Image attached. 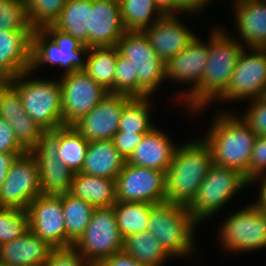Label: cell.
<instances>
[{
    "label": "cell",
    "instance_id": "ee69618b",
    "mask_svg": "<svg viewBox=\"0 0 266 266\" xmlns=\"http://www.w3.org/2000/svg\"><path fill=\"white\" fill-rule=\"evenodd\" d=\"M143 137L144 134L139 133L117 132L113 136L112 142L121 156L127 161L137 145L143 140Z\"/></svg>",
    "mask_w": 266,
    "mask_h": 266
},
{
    "label": "cell",
    "instance_id": "d4e9b609",
    "mask_svg": "<svg viewBox=\"0 0 266 266\" xmlns=\"http://www.w3.org/2000/svg\"><path fill=\"white\" fill-rule=\"evenodd\" d=\"M125 163L112 140L90 141L81 173L115 180Z\"/></svg>",
    "mask_w": 266,
    "mask_h": 266
},
{
    "label": "cell",
    "instance_id": "816d5d0a",
    "mask_svg": "<svg viewBox=\"0 0 266 266\" xmlns=\"http://www.w3.org/2000/svg\"><path fill=\"white\" fill-rule=\"evenodd\" d=\"M0 266H11V265L0 262Z\"/></svg>",
    "mask_w": 266,
    "mask_h": 266
},
{
    "label": "cell",
    "instance_id": "60d3db41",
    "mask_svg": "<svg viewBox=\"0 0 266 266\" xmlns=\"http://www.w3.org/2000/svg\"><path fill=\"white\" fill-rule=\"evenodd\" d=\"M243 121L257 135L266 137V97L254 98Z\"/></svg>",
    "mask_w": 266,
    "mask_h": 266
},
{
    "label": "cell",
    "instance_id": "603a6c76",
    "mask_svg": "<svg viewBox=\"0 0 266 266\" xmlns=\"http://www.w3.org/2000/svg\"><path fill=\"white\" fill-rule=\"evenodd\" d=\"M176 149L164 133L153 128L144 134L143 140L126 162L166 173Z\"/></svg>",
    "mask_w": 266,
    "mask_h": 266
},
{
    "label": "cell",
    "instance_id": "30bf717a",
    "mask_svg": "<svg viewBox=\"0 0 266 266\" xmlns=\"http://www.w3.org/2000/svg\"><path fill=\"white\" fill-rule=\"evenodd\" d=\"M59 144L60 127L43 131L37 146L30 151L37 162L43 195H61L70 191L74 173L59 161Z\"/></svg>",
    "mask_w": 266,
    "mask_h": 266
},
{
    "label": "cell",
    "instance_id": "3957f363",
    "mask_svg": "<svg viewBox=\"0 0 266 266\" xmlns=\"http://www.w3.org/2000/svg\"><path fill=\"white\" fill-rule=\"evenodd\" d=\"M209 58L200 85L188 95L192 109H199L214 97H220L227 89L237 64L242 46L223 31L212 33ZM189 99V100H188Z\"/></svg>",
    "mask_w": 266,
    "mask_h": 266
},
{
    "label": "cell",
    "instance_id": "277c9868",
    "mask_svg": "<svg viewBox=\"0 0 266 266\" xmlns=\"http://www.w3.org/2000/svg\"><path fill=\"white\" fill-rule=\"evenodd\" d=\"M196 223L186 206L165 201L151 204L147 231L170 255L180 256L192 249Z\"/></svg>",
    "mask_w": 266,
    "mask_h": 266
},
{
    "label": "cell",
    "instance_id": "681fc988",
    "mask_svg": "<svg viewBox=\"0 0 266 266\" xmlns=\"http://www.w3.org/2000/svg\"><path fill=\"white\" fill-rule=\"evenodd\" d=\"M210 0H177L179 5L186 11L200 10L204 4H207Z\"/></svg>",
    "mask_w": 266,
    "mask_h": 266
},
{
    "label": "cell",
    "instance_id": "f546056e",
    "mask_svg": "<svg viewBox=\"0 0 266 266\" xmlns=\"http://www.w3.org/2000/svg\"><path fill=\"white\" fill-rule=\"evenodd\" d=\"M123 251L146 266H160L167 256H171L148 231L125 237Z\"/></svg>",
    "mask_w": 266,
    "mask_h": 266
},
{
    "label": "cell",
    "instance_id": "bcb514c9",
    "mask_svg": "<svg viewBox=\"0 0 266 266\" xmlns=\"http://www.w3.org/2000/svg\"><path fill=\"white\" fill-rule=\"evenodd\" d=\"M97 266H146L130 257L124 251L114 253L112 256L103 259Z\"/></svg>",
    "mask_w": 266,
    "mask_h": 266
},
{
    "label": "cell",
    "instance_id": "5b68a950",
    "mask_svg": "<svg viewBox=\"0 0 266 266\" xmlns=\"http://www.w3.org/2000/svg\"><path fill=\"white\" fill-rule=\"evenodd\" d=\"M47 35V36H46ZM51 36L50 42L46 40ZM91 47L81 44L72 35L66 34L52 25L34 29L31 37L30 71L43 63H52L66 68L65 74L84 71L87 61L80 57L90 52Z\"/></svg>",
    "mask_w": 266,
    "mask_h": 266
},
{
    "label": "cell",
    "instance_id": "d6a6232c",
    "mask_svg": "<svg viewBox=\"0 0 266 266\" xmlns=\"http://www.w3.org/2000/svg\"><path fill=\"white\" fill-rule=\"evenodd\" d=\"M148 96L130 97L124 104L118 132L146 134L154 127L149 123Z\"/></svg>",
    "mask_w": 266,
    "mask_h": 266
},
{
    "label": "cell",
    "instance_id": "e575fe53",
    "mask_svg": "<svg viewBox=\"0 0 266 266\" xmlns=\"http://www.w3.org/2000/svg\"><path fill=\"white\" fill-rule=\"evenodd\" d=\"M67 0H25L26 15L31 28L53 25Z\"/></svg>",
    "mask_w": 266,
    "mask_h": 266
},
{
    "label": "cell",
    "instance_id": "f35d334b",
    "mask_svg": "<svg viewBox=\"0 0 266 266\" xmlns=\"http://www.w3.org/2000/svg\"><path fill=\"white\" fill-rule=\"evenodd\" d=\"M9 124L15 132L17 141L27 152L37 146L38 140L44 131L31 118L12 119Z\"/></svg>",
    "mask_w": 266,
    "mask_h": 266
},
{
    "label": "cell",
    "instance_id": "7a4b0ae2",
    "mask_svg": "<svg viewBox=\"0 0 266 266\" xmlns=\"http://www.w3.org/2000/svg\"><path fill=\"white\" fill-rule=\"evenodd\" d=\"M212 124L203 141L210 148L213 164L234 168L245 175L257 135L243 120L231 115H219Z\"/></svg>",
    "mask_w": 266,
    "mask_h": 266
},
{
    "label": "cell",
    "instance_id": "6da1fadb",
    "mask_svg": "<svg viewBox=\"0 0 266 266\" xmlns=\"http://www.w3.org/2000/svg\"><path fill=\"white\" fill-rule=\"evenodd\" d=\"M212 165V154L204 141L176 149L165 173L166 201L188 207Z\"/></svg>",
    "mask_w": 266,
    "mask_h": 266
},
{
    "label": "cell",
    "instance_id": "8992f818",
    "mask_svg": "<svg viewBox=\"0 0 266 266\" xmlns=\"http://www.w3.org/2000/svg\"><path fill=\"white\" fill-rule=\"evenodd\" d=\"M117 48L133 67V97H149L166 78L165 63L142 31H126Z\"/></svg>",
    "mask_w": 266,
    "mask_h": 266
},
{
    "label": "cell",
    "instance_id": "d590c367",
    "mask_svg": "<svg viewBox=\"0 0 266 266\" xmlns=\"http://www.w3.org/2000/svg\"><path fill=\"white\" fill-rule=\"evenodd\" d=\"M29 230L28 214L15 208L0 207V246Z\"/></svg>",
    "mask_w": 266,
    "mask_h": 266
},
{
    "label": "cell",
    "instance_id": "4dcf8cb0",
    "mask_svg": "<svg viewBox=\"0 0 266 266\" xmlns=\"http://www.w3.org/2000/svg\"><path fill=\"white\" fill-rule=\"evenodd\" d=\"M89 142L74 126L60 127L58 159L72 172L79 173L84 165Z\"/></svg>",
    "mask_w": 266,
    "mask_h": 266
},
{
    "label": "cell",
    "instance_id": "b9f144b4",
    "mask_svg": "<svg viewBox=\"0 0 266 266\" xmlns=\"http://www.w3.org/2000/svg\"><path fill=\"white\" fill-rule=\"evenodd\" d=\"M72 246L53 248L44 266H91Z\"/></svg>",
    "mask_w": 266,
    "mask_h": 266
},
{
    "label": "cell",
    "instance_id": "7dc6e473",
    "mask_svg": "<svg viewBox=\"0 0 266 266\" xmlns=\"http://www.w3.org/2000/svg\"><path fill=\"white\" fill-rule=\"evenodd\" d=\"M155 9L161 16H173L172 11H185L177 0H154Z\"/></svg>",
    "mask_w": 266,
    "mask_h": 266
},
{
    "label": "cell",
    "instance_id": "9c48e42d",
    "mask_svg": "<svg viewBox=\"0 0 266 266\" xmlns=\"http://www.w3.org/2000/svg\"><path fill=\"white\" fill-rule=\"evenodd\" d=\"M249 183L240 171L213 164L187 208L197 222L203 220L222 207L240 187Z\"/></svg>",
    "mask_w": 266,
    "mask_h": 266
},
{
    "label": "cell",
    "instance_id": "7402d4cb",
    "mask_svg": "<svg viewBox=\"0 0 266 266\" xmlns=\"http://www.w3.org/2000/svg\"><path fill=\"white\" fill-rule=\"evenodd\" d=\"M209 58V45H203L195 37L193 41L181 52L171 58L166 64V78L180 82L194 81L191 94L203 78L204 69Z\"/></svg>",
    "mask_w": 266,
    "mask_h": 266
},
{
    "label": "cell",
    "instance_id": "836d02e7",
    "mask_svg": "<svg viewBox=\"0 0 266 266\" xmlns=\"http://www.w3.org/2000/svg\"><path fill=\"white\" fill-rule=\"evenodd\" d=\"M122 21L127 31H144L148 28L155 9L154 0H119Z\"/></svg>",
    "mask_w": 266,
    "mask_h": 266
},
{
    "label": "cell",
    "instance_id": "9a60e30c",
    "mask_svg": "<svg viewBox=\"0 0 266 266\" xmlns=\"http://www.w3.org/2000/svg\"><path fill=\"white\" fill-rule=\"evenodd\" d=\"M29 230L52 247H66L61 195H39L27 207Z\"/></svg>",
    "mask_w": 266,
    "mask_h": 266
},
{
    "label": "cell",
    "instance_id": "7bdbcfd3",
    "mask_svg": "<svg viewBox=\"0 0 266 266\" xmlns=\"http://www.w3.org/2000/svg\"><path fill=\"white\" fill-rule=\"evenodd\" d=\"M266 169V137L257 136L248 165V172L244 175L251 183L259 178Z\"/></svg>",
    "mask_w": 266,
    "mask_h": 266
},
{
    "label": "cell",
    "instance_id": "ba28073f",
    "mask_svg": "<svg viewBox=\"0 0 266 266\" xmlns=\"http://www.w3.org/2000/svg\"><path fill=\"white\" fill-rule=\"evenodd\" d=\"M123 240L113 206L101 207L95 208L85 231L73 246L85 261L97 266L103 259L123 251Z\"/></svg>",
    "mask_w": 266,
    "mask_h": 266
},
{
    "label": "cell",
    "instance_id": "f907efd6",
    "mask_svg": "<svg viewBox=\"0 0 266 266\" xmlns=\"http://www.w3.org/2000/svg\"><path fill=\"white\" fill-rule=\"evenodd\" d=\"M260 199L257 201V205L266 212V177H264L261 192H260Z\"/></svg>",
    "mask_w": 266,
    "mask_h": 266
},
{
    "label": "cell",
    "instance_id": "c3c4849f",
    "mask_svg": "<svg viewBox=\"0 0 266 266\" xmlns=\"http://www.w3.org/2000/svg\"><path fill=\"white\" fill-rule=\"evenodd\" d=\"M24 153H0V188L6 179L7 172L17 156Z\"/></svg>",
    "mask_w": 266,
    "mask_h": 266
},
{
    "label": "cell",
    "instance_id": "1f68e13d",
    "mask_svg": "<svg viewBox=\"0 0 266 266\" xmlns=\"http://www.w3.org/2000/svg\"><path fill=\"white\" fill-rule=\"evenodd\" d=\"M150 203L117 201L114 205L119 232L123 239L129 235L147 231Z\"/></svg>",
    "mask_w": 266,
    "mask_h": 266
},
{
    "label": "cell",
    "instance_id": "4316f807",
    "mask_svg": "<svg viewBox=\"0 0 266 266\" xmlns=\"http://www.w3.org/2000/svg\"><path fill=\"white\" fill-rule=\"evenodd\" d=\"M91 10L93 0H67L52 26L90 47Z\"/></svg>",
    "mask_w": 266,
    "mask_h": 266
},
{
    "label": "cell",
    "instance_id": "d6986e66",
    "mask_svg": "<svg viewBox=\"0 0 266 266\" xmlns=\"http://www.w3.org/2000/svg\"><path fill=\"white\" fill-rule=\"evenodd\" d=\"M126 31L119 0H93L90 47L117 46Z\"/></svg>",
    "mask_w": 266,
    "mask_h": 266
},
{
    "label": "cell",
    "instance_id": "ac0fdd59",
    "mask_svg": "<svg viewBox=\"0 0 266 266\" xmlns=\"http://www.w3.org/2000/svg\"><path fill=\"white\" fill-rule=\"evenodd\" d=\"M153 23L142 31L158 57L166 64L183 51L195 38L174 16L155 17Z\"/></svg>",
    "mask_w": 266,
    "mask_h": 266
},
{
    "label": "cell",
    "instance_id": "e0dca14e",
    "mask_svg": "<svg viewBox=\"0 0 266 266\" xmlns=\"http://www.w3.org/2000/svg\"><path fill=\"white\" fill-rule=\"evenodd\" d=\"M130 96L108 93L89 113L73 126L88 141L112 140L118 132L120 116Z\"/></svg>",
    "mask_w": 266,
    "mask_h": 266
},
{
    "label": "cell",
    "instance_id": "f1b7e54d",
    "mask_svg": "<svg viewBox=\"0 0 266 266\" xmlns=\"http://www.w3.org/2000/svg\"><path fill=\"white\" fill-rule=\"evenodd\" d=\"M90 53L84 72L109 93H114L117 46L91 47Z\"/></svg>",
    "mask_w": 266,
    "mask_h": 266
},
{
    "label": "cell",
    "instance_id": "484cf974",
    "mask_svg": "<svg viewBox=\"0 0 266 266\" xmlns=\"http://www.w3.org/2000/svg\"><path fill=\"white\" fill-rule=\"evenodd\" d=\"M69 193L95 208L111 207L117 202L115 180L81 172L74 174Z\"/></svg>",
    "mask_w": 266,
    "mask_h": 266
},
{
    "label": "cell",
    "instance_id": "5bb4252c",
    "mask_svg": "<svg viewBox=\"0 0 266 266\" xmlns=\"http://www.w3.org/2000/svg\"><path fill=\"white\" fill-rule=\"evenodd\" d=\"M226 249L252 250L266 246V212L257 204L236 212L222 226Z\"/></svg>",
    "mask_w": 266,
    "mask_h": 266
},
{
    "label": "cell",
    "instance_id": "7c38bea8",
    "mask_svg": "<svg viewBox=\"0 0 266 266\" xmlns=\"http://www.w3.org/2000/svg\"><path fill=\"white\" fill-rule=\"evenodd\" d=\"M116 199L122 202L157 204L166 201L165 172L124 164L115 179Z\"/></svg>",
    "mask_w": 266,
    "mask_h": 266
},
{
    "label": "cell",
    "instance_id": "8d00e7d4",
    "mask_svg": "<svg viewBox=\"0 0 266 266\" xmlns=\"http://www.w3.org/2000/svg\"><path fill=\"white\" fill-rule=\"evenodd\" d=\"M0 29L33 31L27 19L25 0H0Z\"/></svg>",
    "mask_w": 266,
    "mask_h": 266
},
{
    "label": "cell",
    "instance_id": "2e32d148",
    "mask_svg": "<svg viewBox=\"0 0 266 266\" xmlns=\"http://www.w3.org/2000/svg\"><path fill=\"white\" fill-rule=\"evenodd\" d=\"M255 53L239 55L230 83L219 99L258 98L266 93V52L256 48Z\"/></svg>",
    "mask_w": 266,
    "mask_h": 266
},
{
    "label": "cell",
    "instance_id": "cb8c5ba5",
    "mask_svg": "<svg viewBox=\"0 0 266 266\" xmlns=\"http://www.w3.org/2000/svg\"><path fill=\"white\" fill-rule=\"evenodd\" d=\"M237 24L241 38L252 49L266 47V0L237 2Z\"/></svg>",
    "mask_w": 266,
    "mask_h": 266
},
{
    "label": "cell",
    "instance_id": "8fae6325",
    "mask_svg": "<svg viewBox=\"0 0 266 266\" xmlns=\"http://www.w3.org/2000/svg\"><path fill=\"white\" fill-rule=\"evenodd\" d=\"M41 195L37 162L31 152L17 158L9 168L0 188V207L26 211L28 205Z\"/></svg>",
    "mask_w": 266,
    "mask_h": 266
},
{
    "label": "cell",
    "instance_id": "83f0119b",
    "mask_svg": "<svg viewBox=\"0 0 266 266\" xmlns=\"http://www.w3.org/2000/svg\"><path fill=\"white\" fill-rule=\"evenodd\" d=\"M62 208L66 227V247H68L83 234L95 207L67 192L62 194Z\"/></svg>",
    "mask_w": 266,
    "mask_h": 266
},
{
    "label": "cell",
    "instance_id": "4fadbf2b",
    "mask_svg": "<svg viewBox=\"0 0 266 266\" xmlns=\"http://www.w3.org/2000/svg\"><path fill=\"white\" fill-rule=\"evenodd\" d=\"M59 84L65 126H73L109 93L84 71L64 75Z\"/></svg>",
    "mask_w": 266,
    "mask_h": 266
},
{
    "label": "cell",
    "instance_id": "44dd1931",
    "mask_svg": "<svg viewBox=\"0 0 266 266\" xmlns=\"http://www.w3.org/2000/svg\"><path fill=\"white\" fill-rule=\"evenodd\" d=\"M53 248L28 230L19 238L0 246V262L11 266H44Z\"/></svg>",
    "mask_w": 266,
    "mask_h": 266
},
{
    "label": "cell",
    "instance_id": "f6af8a7d",
    "mask_svg": "<svg viewBox=\"0 0 266 266\" xmlns=\"http://www.w3.org/2000/svg\"><path fill=\"white\" fill-rule=\"evenodd\" d=\"M19 144L12 126L0 116V153H26Z\"/></svg>",
    "mask_w": 266,
    "mask_h": 266
},
{
    "label": "cell",
    "instance_id": "74e56055",
    "mask_svg": "<svg viewBox=\"0 0 266 266\" xmlns=\"http://www.w3.org/2000/svg\"><path fill=\"white\" fill-rule=\"evenodd\" d=\"M0 116L7 122L30 118L24 110L18 91L7 80H0Z\"/></svg>",
    "mask_w": 266,
    "mask_h": 266
},
{
    "label": "cell",
    "instance_id": "52a82bcc",
    "mask_svg": "<svg viewBox=\"0 0 266 266\" xmlns=\"http://www.w3.org/2000/svg\"><path fill=\"white\" fill-rule=\"evenodd\" d=\"M29 72H23L7 80L18 91L25 112L44 131L55 130L63 126L59 82L24 81V76Z\"/></svg>",
    "mask_w": 266,
    "mask_h": 266
},
{
    "label": "cell",
    "instance_id": "ab89813d",
    "mask_svg": "<svg viewBox=\"0 0 266 266\" xmlns=\"http://www.w3.org/2000/svg\"><path fill=\"white\" fill-rule=\"evenodd\" d=\"M114 93L133 97V67L129 59L123 57L119 51L115 68Z\"/></svg>",
    "mask_w": 266,
    "mask_h": 266
},
{
    "label": "cell",
    "instance_id": "ffe728a7",
    "mask_svg": "<svg viewBox=\"0 0 266 266\" xmlns=\"http://www.w3.org/2000/svg\"><path fill=\"white\" fill-rule=\"evenodd\" d=\"M32 31L0 29V80L30 71Z\"/></svg>",
    "mask_w": 266,
    "mask_h": 266
}]
</instances>
